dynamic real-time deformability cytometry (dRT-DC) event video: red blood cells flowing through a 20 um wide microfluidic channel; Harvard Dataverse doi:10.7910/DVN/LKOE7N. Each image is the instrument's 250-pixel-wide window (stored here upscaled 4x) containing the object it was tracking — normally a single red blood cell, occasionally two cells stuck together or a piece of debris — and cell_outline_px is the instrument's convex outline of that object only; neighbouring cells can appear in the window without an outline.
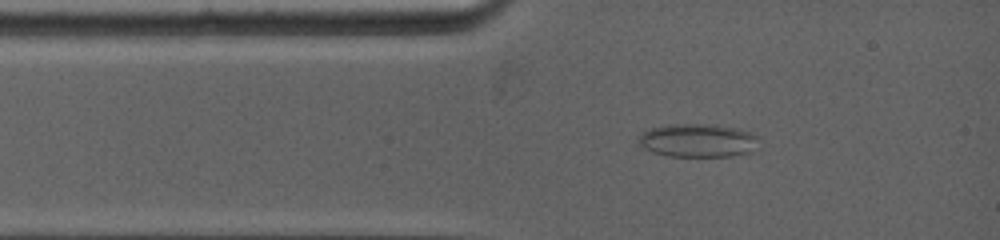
{"species": "common noctule bat (a hibernating species)", "species_latin": "Nyctalus noctula", "temperature_condition": "warm", "stored_images_in_passage": 41, "camera_frame_rate_fps": 5000, "um_per_image_px": 0.085, "animal": {"sex": "female", "body_mass_g": 19.0, "forearm_length_mm": 53.3}, "frame": {"image": 1, "passage_image": 3, "time_ms": 1.2, "image_size_px": [1000, 240], "cell_outline_px": [[760, 136], [752, 152], [732, 156], [668, 156], [652, 152], [644, 148], [640, 144], [640, 136], [644, 132], [652, 128], [672, 124], [704, 124], [732, 128], [748, 132]], "centroid_in_image_um": [59.33, 11.95], "position_along_channel_um": 25.7, "area_um2": 23.0}}
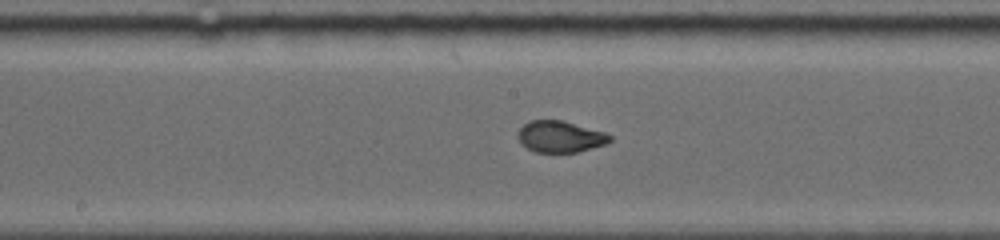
{"frame": {"image": 2, "passage_image": 15, "time_ms": 5.8, "image_size_px": [1000, 240], "cell_outline_px": [[612, 140], [608, 144], [580, 152], [536, 152], [520, 144], [516, 136], [520, 128], [524, 124], [532, 120], [564, 120], [604, 132], [612, 136]], "centroid_in_image_um": [47.63, 11.62], "position_along_channel_um": 200.6, "area_um2": 17.11}}
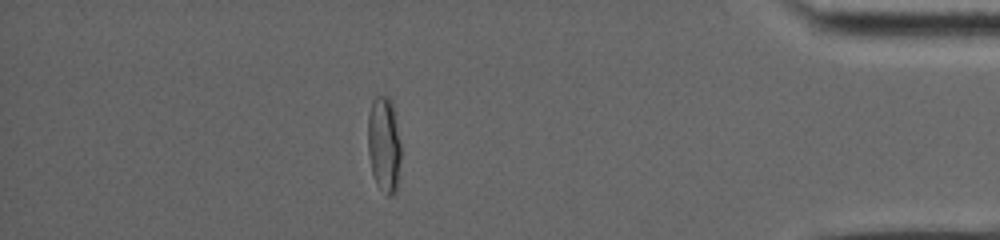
{"frame": {"image": 3, "passage_image": 31, "time_ms": 12.0, "image_size_px": [1000, 240], "cell_outline_px": [[400, 160], [396, 192], [392, 196], [388, 196], [376, 184], [372, 172], [368, 152], [368, 116], [372, 100], [376, 96], [384, 96], [392, 104], [400, 144]], "centroid_in_image_um": [32.62, 12.32], "position_along_channel_um": 402.6, "area_um2": 18.21}}